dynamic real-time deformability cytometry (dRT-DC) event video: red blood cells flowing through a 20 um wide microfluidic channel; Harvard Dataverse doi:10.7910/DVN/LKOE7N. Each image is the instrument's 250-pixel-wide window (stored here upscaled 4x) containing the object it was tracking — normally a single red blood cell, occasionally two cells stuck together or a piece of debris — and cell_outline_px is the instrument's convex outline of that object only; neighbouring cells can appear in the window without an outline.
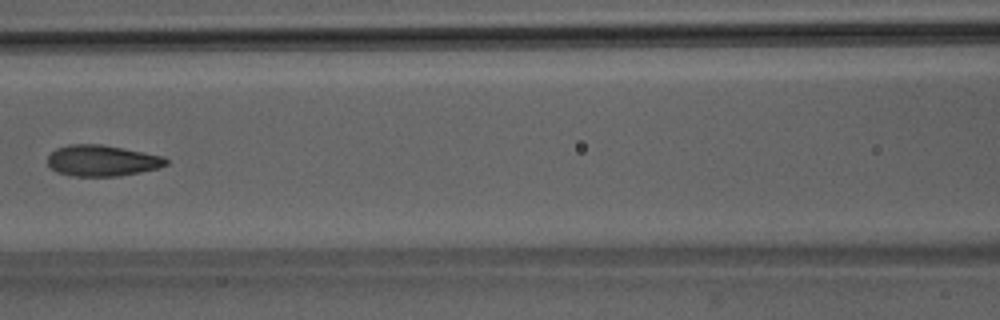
{"species": "Egyptian fruit bat (a non-hibernating species)", "species_latin": "Rousettus aegyptiacus", "temperature_condition": "room temperature", "stored_images_in_passage": 8, "camera_frame_rate_fps": 3000, "um_per_image_px": 0.085, "animal": {"sex": "male"}, "frame": {"image": 1, "passage_image": 7, "time_ms": 7.0, "image_size_px": [1000, 320], "cell_outline_px": [[168, 164], [160, 168], [120, 176], [72, 176], [56, 172], [48, 164], [48, 156], [56, 148], [68, 144], [100, 144], [144, 152], [164, 156], [168, 160]], "centroid_in_image_um": [8.69, 13.65], "position_along_channel_um": 157.9, "area_um2": 21.56}}